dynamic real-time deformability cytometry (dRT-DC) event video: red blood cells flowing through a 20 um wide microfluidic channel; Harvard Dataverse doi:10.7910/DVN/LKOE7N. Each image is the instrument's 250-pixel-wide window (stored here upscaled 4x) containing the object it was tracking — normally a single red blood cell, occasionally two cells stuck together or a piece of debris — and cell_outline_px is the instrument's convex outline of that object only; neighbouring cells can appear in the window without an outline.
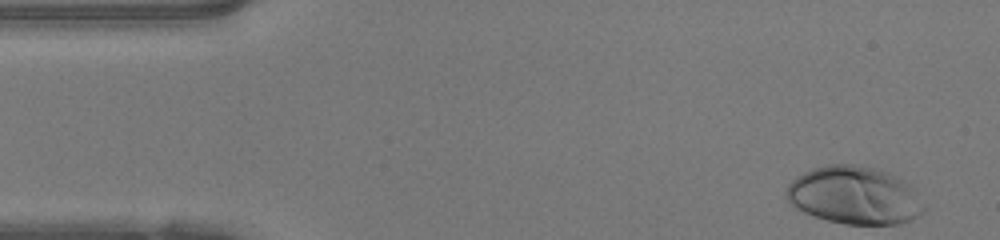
{"species": "human", "species_latin": "Homo sapiens", "temperature_condition": "warm", "stored_images_in_passage": 37, "camera_frame_rate_fps": 3000, "um_per_image_px": 0.085, "donor": {"sex": "female"}, "frame": {"image": 1, "passage_image": 1, "time_ms": 0.0, "image_size_px": [1000, 240], "cell_outline_px": [[928, 208], [924, 212], [900, 224], [844, 224], [828, 220], [804, 212], [796, 208], [784, 196], [784, 192], [788, 184], [796, 176], [812, 168], [828, 164], [852, 164], [876, 168], [888, 172], [896, 176], [916, 188]], "centroid_in_image_um": [72.66, 16.6], "position_along_channel_um": 12.3, "area_um2": 46.88}}
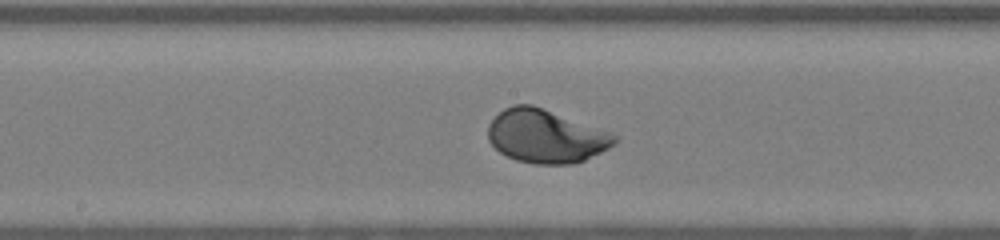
{"frame": {"image": 2, "passage_image": 22, "time_ms": 7.0, "image_size_px": [1000, 240], "cell_outline_px": [[616, 144], [584, 160], [572, 164], [536, 164], [516, 160], [500, 152], [488, 140], [488, 124], [504, 108], [512, 104], [532, 104], [612, 132], [616, 136]], "centroid_in_image_um": [46.39, 11.57], "position_along_channel_um": 201.8, "area_um2": 39.3}}
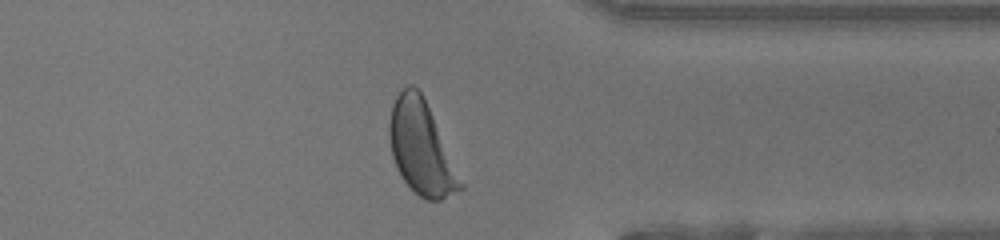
{"frame": {"image": 3, "passage_image": 35, "time_ms": 11.333, "image_size_px": [1000, 240], "cell_outline_px": [[464, 188], [440, 200], [424, 200], [400, 176], [396, 168], [392, 156], [388, 132], [388, 124], [392, 104], [396, 96], [408, 84], [412, 84], [420, 92], [432, 116], [464, 184]], "centroid_in_image_um": [35.77, 12.59], "position_along_channel_um": 375.6, "area_um2": 37.97}, "authors_computed_cell_mechanics": {"area_um2": 38.726, "velocity_mm_per_s": 4.2067, "shape_relaxation_time_tau1_ms": 1.9679, "shape_relaxation_time_tau2_ms": null, "deformation_change_tau1": 0.1754, "deformation_change_tau2": null}}